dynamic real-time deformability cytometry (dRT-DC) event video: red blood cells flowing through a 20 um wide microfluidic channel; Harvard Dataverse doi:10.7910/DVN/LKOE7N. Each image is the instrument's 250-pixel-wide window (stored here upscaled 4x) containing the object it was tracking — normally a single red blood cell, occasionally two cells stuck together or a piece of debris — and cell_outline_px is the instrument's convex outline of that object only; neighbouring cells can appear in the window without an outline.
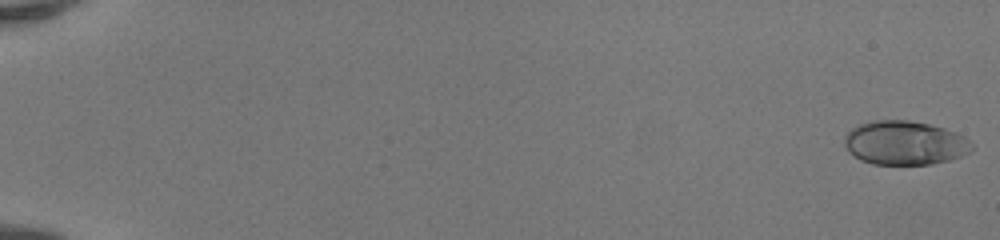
{"species": "human", "species_latin": "Homo sapiens", "temperature_condition": "room temperature", "stored_images_in_passage": 51, "camera_frame_rate_fps": 3000, "um_per_image_px": 0.085, "donor": {"sex": "female"}, "frame": {"image": 1, "passage_image": 1, "time_ms": 0.0, "image_size_px": [1000, 240], "cell_outline_px": [[972, 152], [948, 160], [932, 164], [872, 164], [860, 160], [848, 152], [844, 144], [844, 136], [852, 128], [860, 124], [872, 120], [908, 120], [928, 124], [944, 128], [956, 132], [964, 136], [972, 144]], "centroid_in_image_um": [76.89, 12.15], "position_along_channel_um": 8.1, "area_um2": 32.71}}
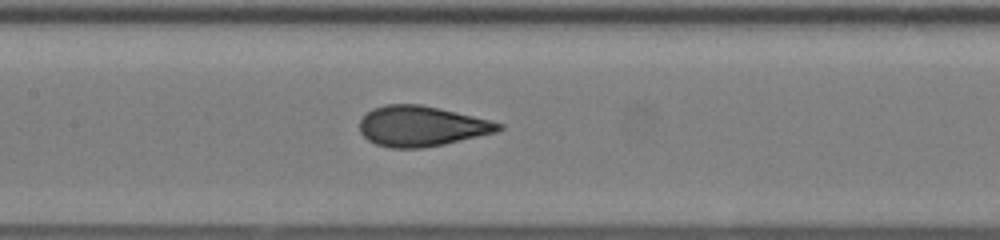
{"frame": {"image": 2, "passage_image": 27, "time_ms": 8.667, "image_size_px": [1000, 240], "cell_outline_px": [[504, 128], [496, 132], [444, 144], [420, 148], [392, 148], [376, 144], [368, 140], [360, 132], [360, 120], [372, 108], [384, 104], [420, 104], [440, 108], [504, 124]], "centroid_in_image_um": [35.81, 10.72], "position_along_channel_um": 171.6, "area_um2": 32.48}}
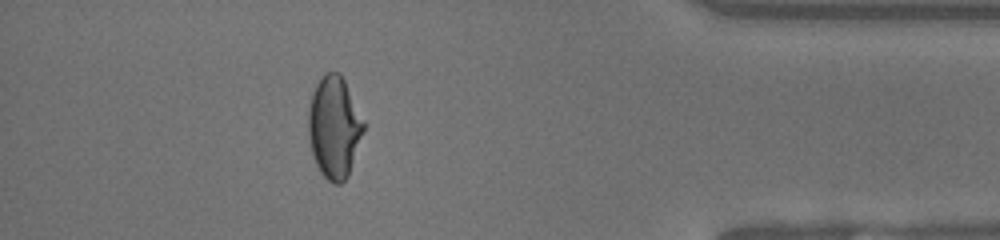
{"frame": {"image": 3, "passage_image": 46, "time_ms": 15.0, "image_size_px": [1000, 240], "cell_outline_px": [[364, 128], [348, 176], [340, 184], [332, 184], [320, 172], [312, 156], [308, 136], [308, 112], [312, 96], [316, 84], [328, 72], [340, 72], [364, 120]], "centroid_in_image_um": [28.39, 10.84], "position_along_channel_um": 406.8, "area_um2": 32.48}, "authors_computed_cell_mechanics": {"area_um2": 32.4836, "velocity_mm_per_s": 4.2235, "shape_relaxation_time_tau1_ms": 5.5976, "shape_relaxation_time_tau2_ms": null, "deformation_change_tau1": 0.213, "deformation_change_tau2": null}}